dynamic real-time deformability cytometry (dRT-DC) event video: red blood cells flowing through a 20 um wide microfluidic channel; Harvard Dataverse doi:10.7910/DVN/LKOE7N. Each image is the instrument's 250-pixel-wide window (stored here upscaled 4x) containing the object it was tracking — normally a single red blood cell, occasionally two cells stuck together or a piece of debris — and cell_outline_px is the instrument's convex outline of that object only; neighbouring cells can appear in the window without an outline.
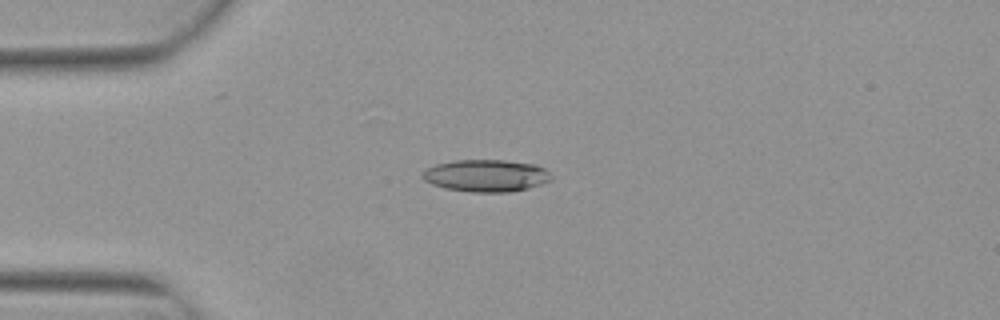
{"species": "Egyptian fruit bat (a non-hibernating species)", "species_latin": "Rousettus aegyptiacus", "temperature_condition": "warm", "stored_images_in_passage": 7, "camera_frame_rate_fps": 3000, "um_per_image_px": 0.085, "animal": {"sex": "female"}, "frame": {"image": 1, "passage_image": 3, "time_ms": 0.667, "image_size_px": [1000, 320], "cell_outline_px": [[552, 180], [528, 188], [512, 192], [472, 192], [444, 188], [432, 184], [424, 180], [420, 176], [420, 172], [436, 164], [456, 160], [504, 160], [536, 164], [544, 168], [552, 176]], "centroid_in_image_um": [41.31, 14.93], "position_along_channel_um": 43.7, "area_um2": 24.28}}
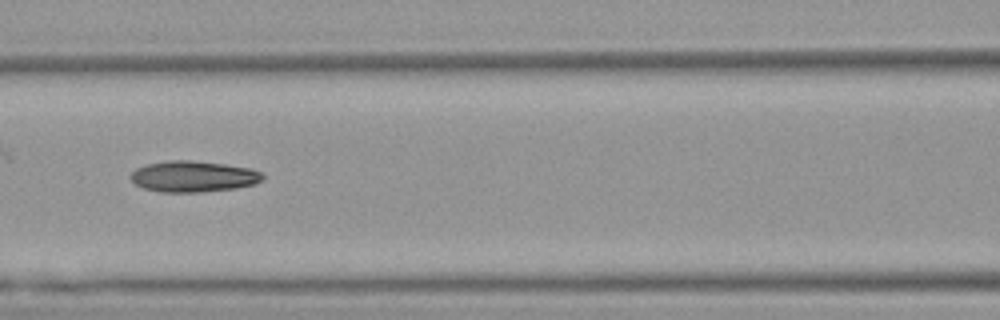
{"frame": {"image": 2, "passage_image": 6, "time_ms": 1.667, "image_size_px": [1000, 320], "cell_outline_px": [[264, 180], [256, 184], [236, 188], [200, 192], [160, 192], [144, 188], [136, 184], [128, 176], [136, 168], [148, 164], [168, 160], [192, 160], [224, 164], [252, 168], [260, 172], [264, 176]], "centroid_in_image_um": [16.45, 15.0], "position_along_channel_um": 150.1, "area_um2": 24.04}}
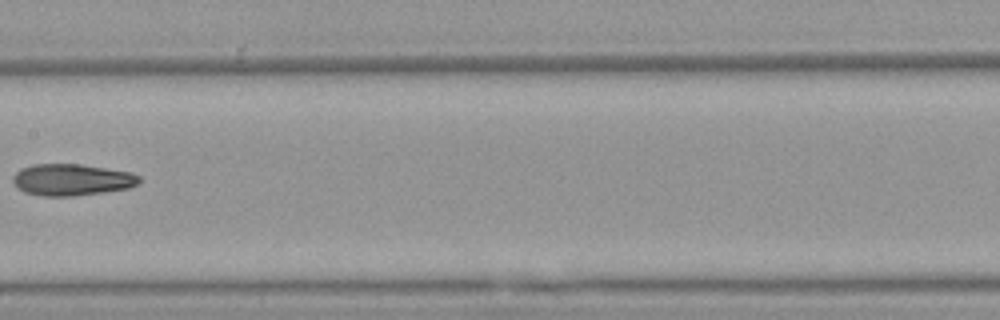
{"frame": {"image": 3, "passage_image": 7, "time_ms": 2.0, "image_size_px": [1000, 320], "cell_outline_px": [[140, 184], [128, 188], [104, 192], [72, 196], [44, 196], [24, 192], [12, 180], [12, 176], [20, 168], [32, 164], [80, 164], [132, 172], [140, 176]], "centroid_in_image_um": [6.12, 15.27], "position_along_channel_um": 201.3, "area_um2": 23.35}}